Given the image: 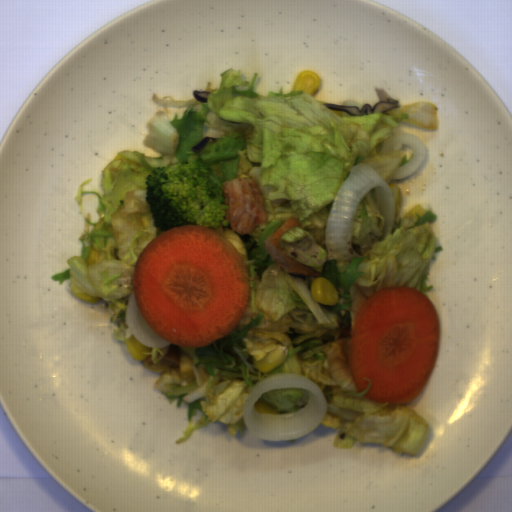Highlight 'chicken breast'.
I'll list each match as a JSON object with an SVG mask.
<instances>
[{"label": "chicken breast", "mask_w": 512, "mask_h": 512, "mask_svg": "<svg viewBox=\"0 0 512 512\" xmlns=\"http://www.w3.org/2000/svg\"><path fill=\"white\" fill-rule=\"evenodd\" d=\"M221 191L228 209L224 220L240 236L251 234L267 220L264 198L255 179L233 177L222 182Z\"/></svg>", "instance_id": "chicken-breast-1"}, {"label": "chicken breast", "mask_w": 512, "mask_h": 512, "mask_svg": "<svg viewBox=\"0 0 512 512\" xmlns=\"http://www.w3.org/2000/svg\"><path fill=\"white\" fill-rule=\"evenodd\" d=\"M293 227H302L298 218L291 217L275 230L271 235L263 240V246L271 259L286 273L304 276H321L318 271L291 258L281 245V236Z\"/></svg>", "instance_id": "chicken-breast-2"}, {"label": "chicken breast", "mask_w": 512, "mask_h": 512, "mask_svg": "<svg viewBox=\"0 0 512 512\" xmlns=\"http://www.w3.org/2000/svg\"><path fill=\"white\" fill-rule=\"evenodd\" d=\"M163 355L157 354V363H153L151 355H147L142 364L145 368L154 372H169L180 368L181 348L180 345L170 344L161 348Z\"/></svg>", "instance_id": "chicken-breast-3"}]
</instances>
